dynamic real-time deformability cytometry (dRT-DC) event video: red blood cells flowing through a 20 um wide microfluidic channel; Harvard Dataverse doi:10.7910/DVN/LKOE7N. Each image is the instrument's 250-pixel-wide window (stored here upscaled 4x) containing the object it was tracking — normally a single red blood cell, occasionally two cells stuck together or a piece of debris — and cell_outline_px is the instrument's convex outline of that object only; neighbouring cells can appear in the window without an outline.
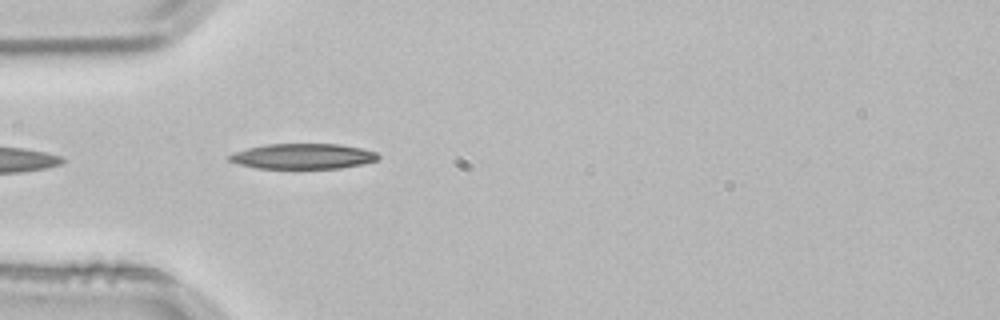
{"species": "common noctule bat (a hibernating species)", "species_latin": "Nyctalus noctula", "temperature_condition": "room temperature", "stored_images_in_passage": 1, "camera_frame_rate_fps": 3000, "um_per_image_px": 0.085, "animal": {"sex": "male", "body_mass_g": 21.5, "forearm_length_mm": 52.0}, "frame": {"image": 1, "passage_image": 1, "time_ms": 0.0, "image_size_px": [1000, 320], "cell_outline_px": [[380, 156], [376, 160], [364, 164], [340, 168], [256, 168], [240, 164], [228, 160], [228, 156], [236, 152], [248, 148], [264, 144], [340, 144], [360, 148], [376, 152]], "centroid_in_image_um": [25.77, 13.28], "position_along_channel_um": 59.2, "area_um2": 21.85}}